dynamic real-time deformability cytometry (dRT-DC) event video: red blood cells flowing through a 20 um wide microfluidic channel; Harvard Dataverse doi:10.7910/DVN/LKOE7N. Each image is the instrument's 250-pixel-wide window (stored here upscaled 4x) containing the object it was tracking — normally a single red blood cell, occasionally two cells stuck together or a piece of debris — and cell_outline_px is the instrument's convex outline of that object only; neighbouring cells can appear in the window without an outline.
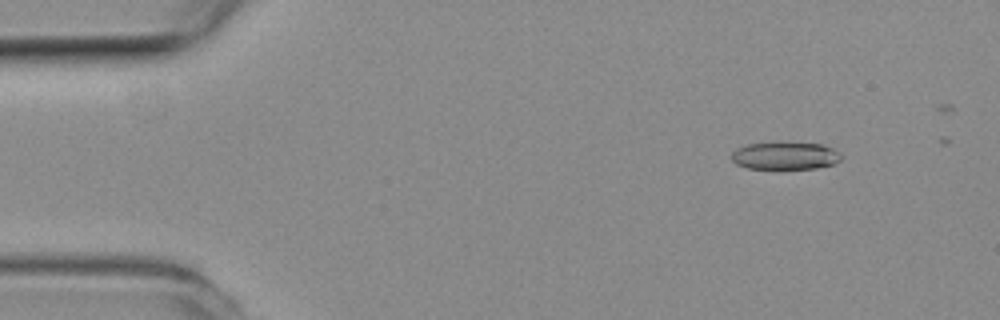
{"species": "common noctule bat (a hibernating species)", "species_latin": "Nyctalus noctula", "temperature_condition": "room temperature", "stored_images_in_passage": 11, "camera_frame_rate_fps": 3000, "um_per_image_px": 0.085, "animal": {"sex": "female", "body_mass_g": 19.3, "forearm_length_mm": 54.1}, "frame": {"image": 1, "passage_image": 6, "time_ms": 1.667, "image_size_px": [1000, 320], "cell_outline_px": [[844, 156], [840, 160], [832, 164], [816, 168], [748, 168], [736, 164], [732, 160], [732, 152], [736, 148], [748, 144], [824, 144], [840, 152]], "centroid_in_image_um": [66.77, 13.25], "position_along_channel_um": 18.2, "area_um2": 17.11}}